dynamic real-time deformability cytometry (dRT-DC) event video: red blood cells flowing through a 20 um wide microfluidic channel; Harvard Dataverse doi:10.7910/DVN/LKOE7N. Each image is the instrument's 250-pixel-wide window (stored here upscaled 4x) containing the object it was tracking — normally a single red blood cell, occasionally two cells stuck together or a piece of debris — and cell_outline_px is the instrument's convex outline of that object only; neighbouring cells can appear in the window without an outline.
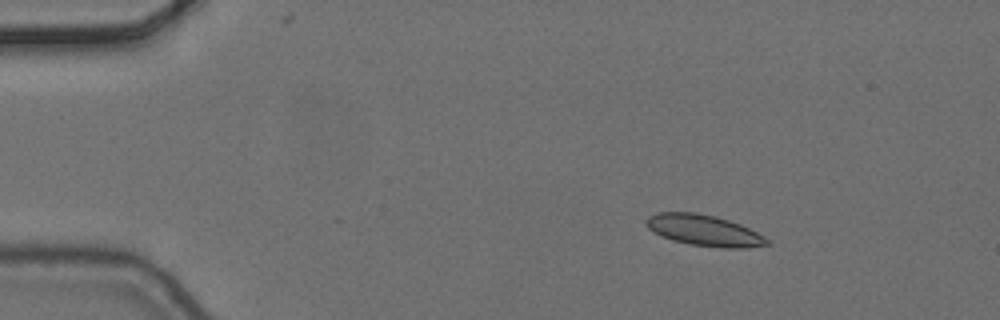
{"species": "common noctule bat (a hibernating species)", "species_latin": "Nyctalus noctula", "temperature_condition": "cold", "stored_images_in_passage": 3, "camera_frame_rate_fps": 3000, "um_per_image_px": 0.085, "animal": {"sex": "female", "body_mass_g": 24.6, "forearm_length_mm": 56.2}, "frame": {"image": 1, "passage_image": 1, "time_ms": 0.0, "image_size_px": [1000, 320], "cell_outline_px": [[772, 244], [748, 248], [724, 248], [688, 244], [672, 240], [652, 232], [644, 224], [644, 220], [648, 216], [656, 212], [696, 212], [716, 216], [740, 224], [764, 236]], "centroid_in_image_um": [59.81, 19.58], "position_along_channel_um": 25.2, "area_um2": 22.14}}